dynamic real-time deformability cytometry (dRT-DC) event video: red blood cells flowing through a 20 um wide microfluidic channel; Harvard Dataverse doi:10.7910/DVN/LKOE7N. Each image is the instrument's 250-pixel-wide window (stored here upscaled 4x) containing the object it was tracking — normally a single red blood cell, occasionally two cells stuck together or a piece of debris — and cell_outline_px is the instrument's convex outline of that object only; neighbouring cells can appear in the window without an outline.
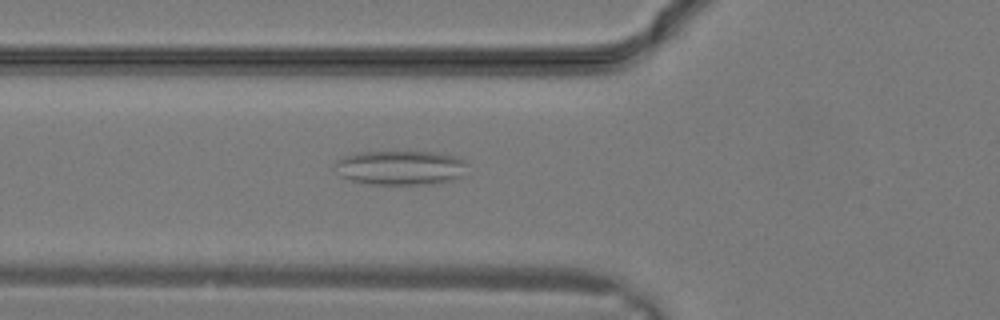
{"species": "common noctule bat (a hibernating species)", "species_latin": "Nyctalus noctula", "temperature_condition": "warm", "stored_images_in_passage": 16, "camera_frame_rate_fps": 3000, "um_per_image_px": 0.085, "animal": {"sex": "male", "body_mass_g": 19.2, "forearm_length_mm": 51.8}, "frame": {"image": 1, "passage_image": 12, "time_ms": 3.667, "image_size_px": [1000, 320], "cell_outline_px": [[468, 164], [464, 176], [452, 180], [432, 184], [368, 184], [348, 180], [332, 164], [336, 160], [344, 156], [360, 152], [432, 152], [460, 156]], "centroid_in_image_um": [34.09, 14.25], "position_along_channel_um": 91.7, "area_um2": 26.82}}